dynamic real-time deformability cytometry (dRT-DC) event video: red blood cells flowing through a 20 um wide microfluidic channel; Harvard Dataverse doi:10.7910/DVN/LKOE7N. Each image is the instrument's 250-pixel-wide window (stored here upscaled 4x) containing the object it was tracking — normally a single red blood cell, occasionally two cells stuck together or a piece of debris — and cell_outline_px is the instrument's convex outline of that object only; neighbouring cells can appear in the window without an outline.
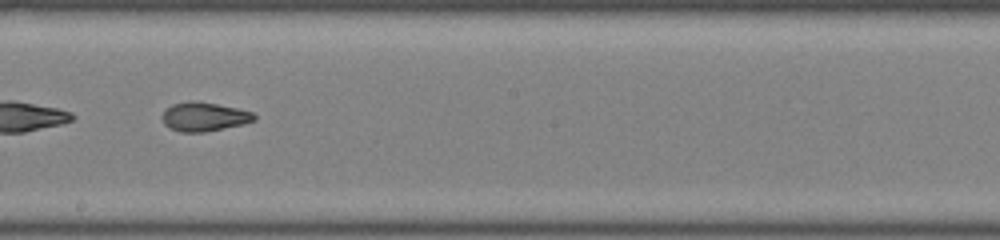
{"species": "common noctule bat (a hibernating species)", "species_latin": "Nyctalus noctula", "temperature_condition": "room temperature", "stored_images_in_passage": 34, "camera_frame_rate_fps": 3000, "um_per_image_px": 0.085, "animal": {"sex": "female", "body_mass_g": 22.0, "forearm_length_mm": 56.7}, "frame": {"image": 1, "passage_image": 15, "time_ms": 4.667, "image_size_px": [1000, 240], "cell_outline_px": [[256, 120], [244, 124], [204, 132], [180, 132], [164, 124], [164, 108], [172, 104], [188, 100], [192, 100], [216, 104], [236, 108], [252, 112], [256, 116]], "centroid_in_image_um": [17.36, 9.91], "position_along_channel_um": 230.8, "area_um2": 15.43}, "authors_computed_cell_mechanics": {"area_um2": 16.2418, "velocity_mm_per_s": 4.0171, "shape_relaxation_time_tau1_ms": null, "shape_relaxation_time_tau2_ms": 1.1266, "deformation_change_tau1": null, "deformation_change_tau2": 0.0677}}